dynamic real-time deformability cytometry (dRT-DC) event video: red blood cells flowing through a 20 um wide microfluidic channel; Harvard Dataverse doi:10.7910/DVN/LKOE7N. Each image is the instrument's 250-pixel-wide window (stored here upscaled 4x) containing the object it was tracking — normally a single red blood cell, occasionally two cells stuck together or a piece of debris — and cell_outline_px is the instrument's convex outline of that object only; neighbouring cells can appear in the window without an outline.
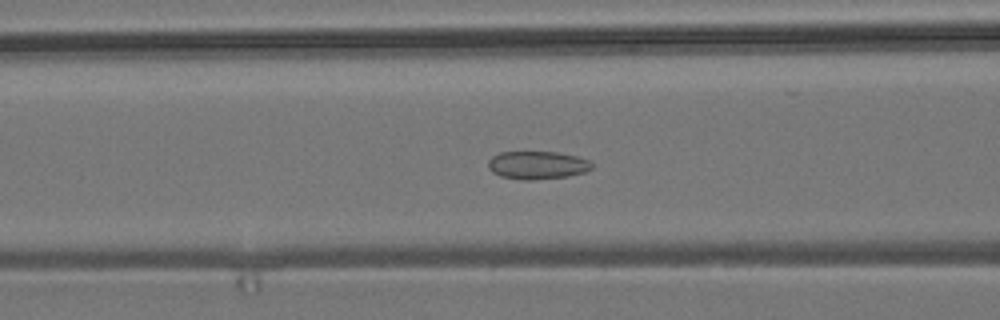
{"species": "common noctule bat (a hibernating species)", "species_latin": "Nyctalus noctula", "temperature_condition": "room temperature", "stored_images_in_passage": 55, "camera_frame_rate_fps": 3000, "um_per_image_px": 0.085, "animal": {"sex": "male", "body_mass_g": 19.2, "forearm_length_mm": 51.8}, "frame": {"image": 1, "passage_image": 22, "time_ms": 7.0, "image_size_px": [1000, 320], "cell_outline_px": [[592, 168], [584, 172], [568, 176], [532, 180], [520, 180], [500, 176], [492, 172], [488, 168], [488, 160], [492, 156], [500, 152], [556, 152], [576, 156], [588, 160], [592, 164]], "centroid_in_image_um": [45.63, 14.04], "position_along_channel_um": 121.0, "area_um2": 16.94}}
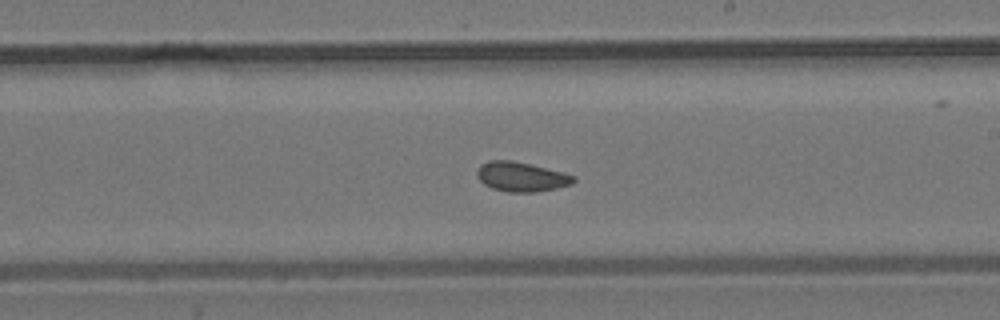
{"frame": {"image": 2, "passage_image": 32, "time_ms": 10.333, "image_size_px": [1000, 320], "cell_outline_px": [[576, 180], [572, 184], [556, 188], [536, 192], [508, 192], [492, 188], [484, 184], [476, 176], [476, 172], [480, 164], [488, 160], [512, 160], [564, 172], [576, 176]], "centroid_in_image_um": [44.31, 15.02], "position_along_channel_um": 244.7, "area_um2": 16.76}}
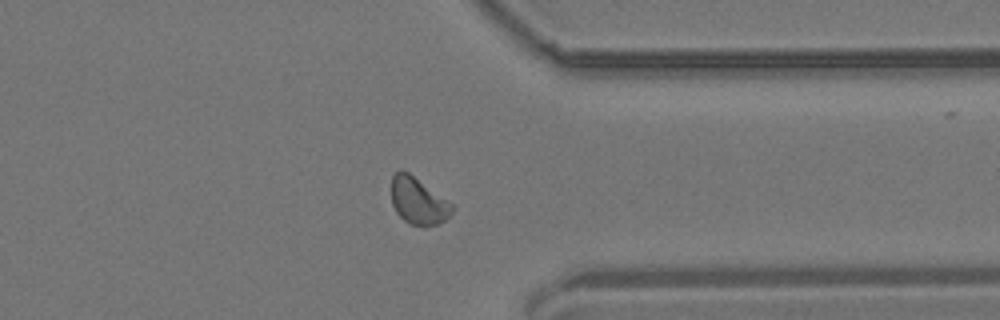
{"frame": {"image": 3, "passage_image": 43, "time_ms": 14.0, "image_size_px": [1000, 320], "cell_outline_px": [[456, 208], [440, 224], [412, 224], [404, 220], [396, 212], [392, 204], [392, 176], [400, 168], [408, 172], [452, 204]], "centroid_in_image_um": [35.53, 17.06], "position_along_channel_um": 375.9, "area_um2": 16.13}, "authors_computed_cell_mechanics": {"area_um2": 16.762, "velocity_mm_per_s": 3.7175, "shape_relaxation_time_tau1_ms": null, "shape_relaxation_time_tau2_ms": 2.4354, "deformation_change_tau1": null, "deformation_change_tau2": 0.0622}}